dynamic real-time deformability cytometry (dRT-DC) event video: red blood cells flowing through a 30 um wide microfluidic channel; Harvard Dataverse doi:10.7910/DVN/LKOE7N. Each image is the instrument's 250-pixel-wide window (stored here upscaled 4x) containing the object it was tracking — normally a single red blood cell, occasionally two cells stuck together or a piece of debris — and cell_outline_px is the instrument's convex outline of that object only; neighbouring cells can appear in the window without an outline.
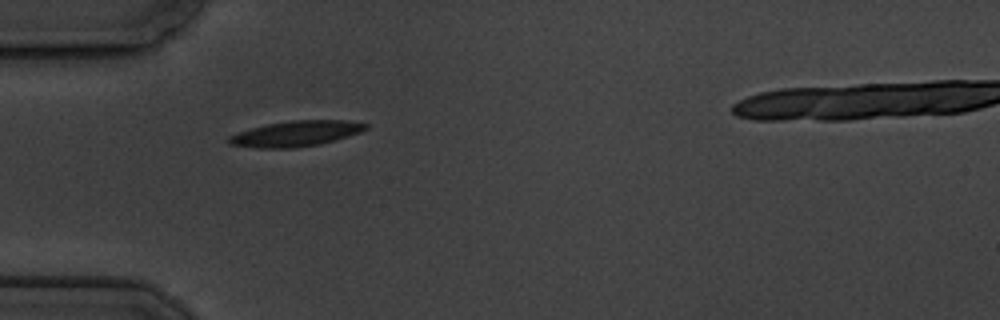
{"species": "common noctule bat (a hibernating species)", "species_latin": "Nyctalus noctula", "temperature_condition": "cold", "stored_images_in_passage": 3, "camera_frame_rate_fps": 3000, "um_per_image_px": 0.085, "animal": {"sex": "male", "body_mass_g": 19.5, "forearm_length_mm": 54.6}, "frame": {"image": 1, "passage_image": 1, "time_ms": 0.0, "image_size_px": [1000, 320], "cell_outline_px": [[368, 128], [360, 132], [320, 144], [292, 148], [256, 148], [228, 144], [228, 136], [252, 128], [268, 124], [292, 120], [344, 120], [368, 124]], "centroid_in_image_um": [25.14, 11.36], "position_along_channel_um": 59.9, "area_um2": 20.11}}